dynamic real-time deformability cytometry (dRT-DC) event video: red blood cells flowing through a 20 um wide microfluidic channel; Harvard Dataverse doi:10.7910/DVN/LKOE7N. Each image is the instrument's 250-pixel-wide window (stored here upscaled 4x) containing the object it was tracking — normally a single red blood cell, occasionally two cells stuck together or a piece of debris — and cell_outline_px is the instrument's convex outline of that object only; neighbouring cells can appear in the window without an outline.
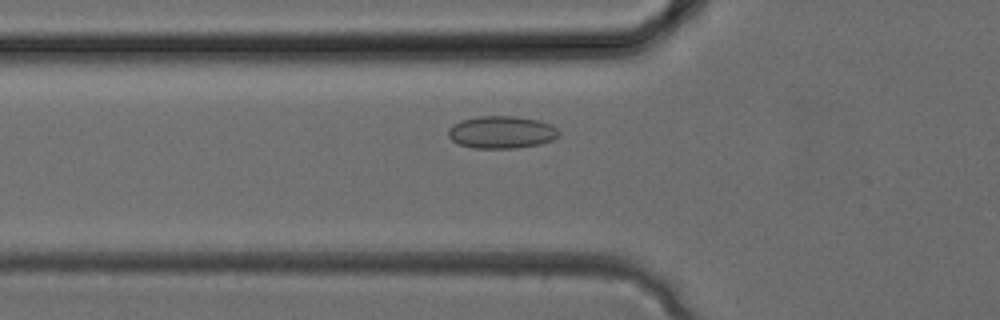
{"species": "common noctule bat (a hibernating species)", "species_latin": "Nyctalus noctula", "temperature_condition": "cold", "stored_images_in_passage": 32, "camera_frame_rate_fps": 3000, "um_per_image_px": 0.085, "animal": {"sex": "female", "body_mass_g": 24.6, "forearm_length_mm": 56.2}, "frame": {"image": 1, "passage_image": 10, "time_ms": 3.0, "image_size_px": [1000, 320], "cell_outline_px": [[560, 136], [552, 140], [540, 144], [516, 148], [472, 148], [460, 144], [452, 140], [448, 136], [448, 128], [452, 124], [460, 120], [480, 116], [516, 116], [536, 120], [552, 124], [560, 132]], "centroid_in_image_um": [42.63, 11.23], "position_along_channel_um": 83.2, "area_um2": 21.04}}
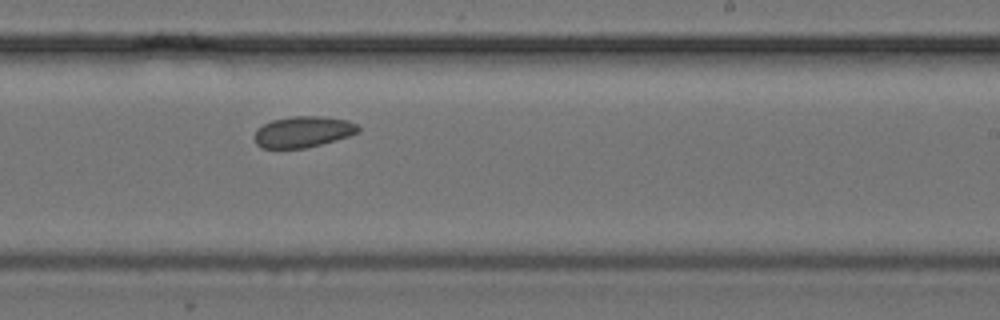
{"frame": {"image": 2, "passage_image": 19, "time_ms": 6.0, "image_size_px": [1000, 320], "cell_outline_px": [[360, 132], [336, 140], [304, 148], [260, 148], [256, 144], [256, 128], [272, 120], [292, 116], [320, 116], [348, 120], [356, 124], [360, 128]], "centroid_in_image_um": [25.77, 11.2], "position_along_channel_um": 263.2, "area_um2": 18.73}}
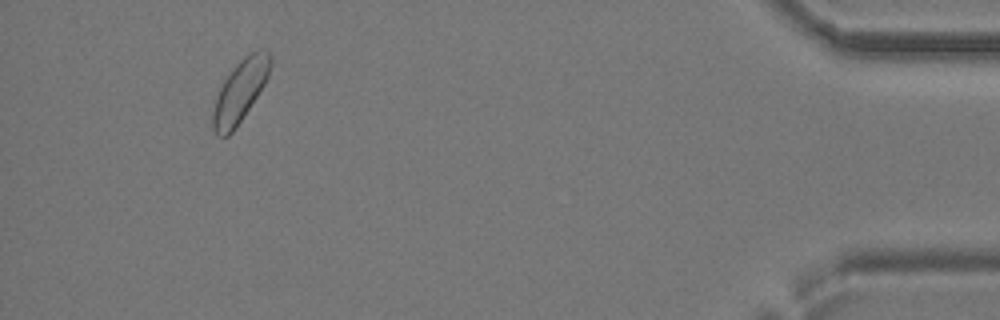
{"frame": {"image": 3, "passage_image": 30, "time_ms": 9.667, "image_size_px": [1000, 320], "cell_outline_px": [[272, 60], [268, 76], [264, 84], [236, 128], [228, 136], [216, 136], [212, 128], [212, 112], [216, 96], [224, 80], [232, 68], [244, 56], [252, 52], [264, 48], [272, 56]], "centroid_in_image_um": [20.39, 7.75], "position_along_channel_um": 414.8, "area_um2": 20.75}}